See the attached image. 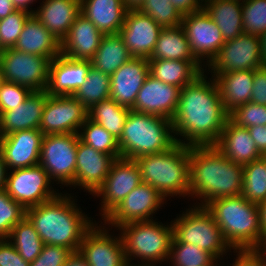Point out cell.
Listing matches in <instances>:
<instances>
[{"label":"cell","instance_id":"cell-1","mask_svg":"<svg viewBox=\"0 0 266 266\" xmlns=\"http://www.w3.org/2000/svg\"><path fill=\"white\" fill-rule=\"evenodd\" d=\"M207 78L203 72L180 89L178 106L171 119L174 137L183 138L176 137L177 143L214 145L229 119L215 79Z\"/></svg>","mask_w":266,"mask_h":266},{"label":"cell","instance_id":"cell-2","mask_svg":"<svg viewBox=\"0 0 266 266\" xmlns=\"http://www.w3.org/2000/svg\"><path fill=\"white\" fill-rule=\"evenodd\" d=\"M189 154L188 197L201 200L199 206L205 207L218 198L242 194L243 166L228 159L214 145H192Z\"/></svg>","mask_w":266,"mask_h":266},{"label":"cell","instance_id":"cell-3","mask_svg":"<svg viewBox=\"0 0 266 266\" xmlns=\"http://www.w3.org/2000/svg\"><path fill=\"white\" fill-rule=\"evenodd\" d=\"M73 197L59 193L51 200L26 209V217L44 244L76 252L85 233L95 224L77 207Z\"/></svg>","mask_w":266,"mask_h":266},{"label":"cell","instance_id":"cell-4","mask_svg":"<svg viewBox=\"0 0 266 266\" xmlns=\"http://www.w3.org/2000/svg\"><path fill=\"white\" fill-rule=\"evenodd\" d=\"M205 207L221 229L224 240L233 250L266 247L257 204L239 195L215 199Z\"/></svg>","mask_w":266,"mask_h":266},{"label":"cell","instance_id":"cell-5","mask_svg":"<svg viewBox=\"0 0 266 266\" xmlns=\"http://www.w3.org/2000/svg\"><path fill=\"white\" fill-rule=\"evenodd\" d=\"M189 150L190 146L176 142L169 150L135 159L142 182L153 186L165 200L168 196H188Z\"/></svg>","mask_w":266,"mask_h":266},{"label":"cell","instance_id":"cell-6","mask_svg":"<svg viewBox=\"0 0 266 266\" xmlns=\"http://www.w3.org/2000/svg\"><path fill=\"white\" fill-rule=\"evenodd\" d=\"M172 133L171 120L130 110L118 139L121 158L135 160L169 150L176 143Z\"/></svg>","mask_w":266,"mask_h":266},{"label":"cell","instance_id":"cell-7","mask_svg":"<svg viewBox=\"0 0 266 266\" xmlns=\"http://www.w3.org/2000/svg\"><path fill=\"white\" fill-rule=\"evenodd\" d=\"M118 229L121 231L128 264L138 257L141 265H156L158 262L168 261L173 238L171 222L167 226L156 220L132 222Z\"/></svg>","mask_w":266,"mask_h":266},{"label":"cell","instance_id":"cell-8","mask_svg":"<svg viewBox=\"0 0 266 266\" xmlns=\"http://www.w3.org/2000/svg\"><path fill=\"white\" fill-rule=\"evenodd\" d=\"M192 207L171 221L173 238L177 242L197 245L217 260L223 258L232 248L224 240L212 214L206 207Z\"/></svg>","mask_w":266,"mask_h":266},{"label":"cell","instance_id":"cell-9","mask_svg":"<svg viewBox=\"0 0 266 266\" xmlns=\"http://www.w3.org/2000/svg\"><path fill=\"white\" fill-rule=\"evenodd\" d=\"M78 140L79 135L72 133L44 135L39 164L48 173L51 181L72 187Z\"/></svg>","mask_w":266,"mask_h":266},{"label":"cell","instance_id":"cell-10","mask_svg":"<svg viewBox=\"0 0 266 266\" xmlns=\"http://www.w3.org/2000/svg\"><path fill=\"white\" fill-rule=\"evenodd\" d=\"M50 62L47 57L20 52L14 48L3 49L0 53L1 79L31 91L46 90Z\"/></svg>","mask_w":266,"mask_h":266},{"label":"cell","instance_id":"cell-11","mask_svg":"<svg viewBox=\"0 0 266 266\" xmlns=\"http://www.w3.org/2000/svg\"><path fill=\"white\" fill-rule=\"evenodd\" d=\"M51 182L48 173L38 164L11 170L9 173L7 171L5 190L13 200L27 209L59 194L52 188Z\"/></svg>","mask_w":266,"mask_h":266},{"label":"cell","instance_id":"cell-12","mask_svg":"<svg viewBox=\"0 0 266 266\" xmlns=\"http://www.w3.org/2000/svg\"><path fill=\"white\" fill-rule=\"evenodd\" d=\"M207 66L212 75L255 70L265 66L260 53V37L243 33L232 40L225 41L218 54L205 66L206 69Z\"/></svg>","mask_w":266,"mask_h":266},{"label":"cell","instance_id":"cell-13","mask_svg":"<svg viewBox=\"0 0 266 266\" xmlns=\"http://www.w3.org/2000/svg\"><path fill=\"white\" fill-rule=\"evenodd\" d=\"M88 110L73 95H48L39 130L44 134H78Z\"/></svg>","mask_w":266,"mask_h":266},{"label":"cell","instance_id":"cell-14","mask_svg":"<svg viewBox=\"0 0 266 266\" xmlns=\"http://www.w3.org/2000/svg\"><path fill=\"white\" fill-rule=\"evenodd\" d=\"M141 183L140 168L135 160L126 158L116 159L105 181L93 194V196L102 197L101 209H99L102 211V220Z\"/></svg>","mask_w":266,"mask_h":266},{"label":"cell","instance_id":"cell-15","mask_svg":"<svg viewBox=\"0 0 266 266\" xmlns=\"http://www.w3.org/2000/svg\"><path fill=\"white\" fill-rule=\"evenodd\" d=\"M181 26L194 57L201 64L206 62L208 65L225 43L220 28L204 8L184 15Z\"/></svg>","mask_w":266,"mask_h":266},{"label":"cell","instance_id":"cell-16","mask_svg":"<svg viewBox=\"0 0 266 266\" xmlns=\"http://www.w3.org/2000/svg\"><path fill=\"white\" fill-rule=\"evenodd\" d=\"M164 201V197L153 186L142 182L103 220V225L119 228L127 223L154 220L153 214Z\"/></svg>","mask_w":266,"mask_h":266},{"label":"cell","instance_id":"cell-17","mask_svg":"<svg viewBox=\"0 0 266 266\" xmlns=\"http://www.w3.org/2000/svg\"><path fill=\"white\" fill-rule=\"evenodd\" d=\"M96 223L85 233L78 251L89 266H127L122 237L108 234Z\"/></svg>","mask_w":266,"mask_h":266},{"label":"cell","instance_id":"cell-18","mask_svg":"<svg viewBox=\"0 0 266 266\" xmlns=\"http://www.w3.org/2000/svg\"><path fill=\"white\" fill-rule=\"evenodd\" d=\"M44 134L39 129H26L0 137V149L7 171L39 164Z\"/></svg>","mask_w":266,"mask_h":266},{"label":"cell","instance_id":"cell-19","mask_svg":"<svg viewBox=\"0 0 266 266\" xmlns=\"http://www.w3.org/2000/svg\"><path fill=\"white\" fill-rule=\"evenodd\" d=\"M162 27L140 10L127 11L119 35L132 57L149 59Z\"/></svg>","mask_w":266,"mask_h":266},{"label":"cell","instance_id":"cell-20","mask_svg":"<svg viewBox=\"0 0 266 266\" xmlns=\"http://www.w3.org/2000/svg\"><path fill=\"white\" fill-rule=\"evenodd\" d=\"M179 94V87L163 83L149 74L140 88L131 110L171 120L178 106Z\"/></svg>","mask_w":266,"mask_h":266},{"label":"cell","instance_id":"cell-21","mask_svg":"<svg viewBox=\"0 0 266 266\" xmlns=\"http://www.w3.org/2000/svg\"><path fill=\"white\" fill-rule=\"evenodd\" d=\"M116 159L83 143L77 145L75 179L72 186L94 194L102 185Z\"/></svg>","mask_w":266,"mask_h":266},{"label":"cell","instance_id":"cell-22","mask_svg":"<svg viewBox=\"0 0 266 266\" xmlns=\"http://www.w3.org/2000/svg\"><path fill=\"white\" fill-rule=\"evenodd\" d=\"M148 75V59L132 57L110 76V98L117 104L132 109Z\"/></svg>","mask_w":266,"mask_h":266},{"label":"cell","instance_id":"cell-23","mask_svg":"<svg viewBox=\"0 0 266 266\" xmlns=\"http://www.w3.org/2000/svg\"><path fill=\"white\" fill-rule=\"evenodd\" d=\"M91 60H74L62 54L49 65L48 95H73L86 80Z\"/></svg>","mask_w":266,"mask_h":266},{"label":"cell","instance_id":"cell-24","mask_svg":"<svg viewBox=\"0 0 266 266\" xmlns=\"http://www.w3.org/2000/svg\"><path fill=\"white\" fill-rule=\"evenodd\" d=\"M103 36L104 34L80 13L61 41V54L74 60H91Z\"/></svg>","mask_w":266,"mask_h":266},{"label":"cell","instance_id":"cell-25","mask_svg":"<svg viewBox=\"0 0 266 266\" xmlns=\"http://www.w3.org/2000/svg\"><path fill=\"white\" fill-rule=\"evenodd\" d=\"M48 93L32 91L26 100L10 111L0 114V137L19 130L39 129Z\"/></svg>","mask_w":266,"mask_h":266},{"label":"cell","instance_id":"cell-26","mask_svg":"<svg viewBox=\"0 0 266 266\" xmlns=\"http://www.w3.org/2000/svg\"><path fill=\"white\" fill-rule=\"evenodd\" d=\"M214 146L228 159L241 166L260 159L262 155L249 130L237 125L230 118Z\"/></svg>","mask_w":266,"mask_h":266},{"label":"cell","instance_id":"cell-27","mask_svg":"<svg viewBox=\"0 0 266 266\" xmlns=\"http://www.w3.org/2000/svg\"><path fill=\"white\" fill-rule=\"evenodd\" d=\"M13 48L20 52L47 57L52 61L61 54V40L31 14Z\"/></svg>","mask_w":266,"mask_h":266},{"label":"cell","instance_id":"cell-28","mask_svg":"<svg viewBox=\"0 0 266 266\" xmlns=\"http://www.w3.org/2000/svg\"><path fill=\"white\" fill-rule=\"evenodd\" d=\"M80 13L78 0H43L33 15L62 41Z\"/></svg>","mask_w":266,"mask_h":266},{"label":"cell","instance_id":"cell-29","mask_svg":"<svg viewBox=\"0 0 266 266\" xmlns=\"http://www.w3.org/2000/svg\"><path fill=\"white\" fill-rule=\"evenodd\" d=\"M80 10L104 35L119 34L128 11L123 0H81Z\"/></svg>","mask_w":266,"mask_h":266},{"label":"cell","instance_id":"cell-30","mask_svg":"<svg viewBox=\"0 0 266 266\" xmlns=\"http://www.w3.org/2000/svg\"><path fill=\"white\" fill-rule=\"evenodd\" d=\"M212 78L218 85L221 101L229 114L238 106L250 102L254 69L212 75Z\"/></svg>","mask_w":266,"mask_h":266},{"label":"cell","instance_id":"cell-31","mask_svg":"<svg viewBox=\"0 0 266 266\" xmlns=\"http://www.w3.org/2000/svg\"><path fill=\"white\" fill-rule=\"evenodd\" d=\"M149 74L163 83L183 88L192 83L203 72L205 64L186 60H148Z\"/></svg>","mask_w":266,"mask_h":266},{"label":"cell","instance_id":"cell-32","mask_svg":"<svg viewBox=\"0 0 266 266\" xmlns=\"http://www.w3.org/2000/svg\"><path fill=\"white\" fill-rule=\"evenodd\" d=\"M203 8L220 28L225 41L244 33L240 0H206Z\"/></svg>","mask_w":266,"mask_h":266},{"label":"cell","instance_id":"cell-33","mask_svg":"<svg viewBox=\"0 0 266 266\" xmlns=\"http://www.w3.org/2000/svg\"><path fill=\"white\" fill-rule=\"evenodd\" d=\"M198 61L191 52L185 31L181 25L162 28L154 50L148 60Z\"/></svg>","mask_w":266,"mask_h":266},{"label":"cell","instance_id":"cell-34","mask_svg":"<svg viewBox=\"0 0 266 266\" xmlns=\"http://www.w3.org/2000/svg\"><path fill=\"white\" fill-rule=\"evenodd\" d=\"M131 58L132 55L122 37L119 34H108L102 37L100 45L91 59V65L111 76Z\"/></svg>","mask_w":266,"mask_h":266},{"label":"cell","instance_id":"cell-35","mask_svg":"<svg viewBox=\"0 0 266 266\" xmlns=\"http://www.w3.org/2000/svg\"><path fill=\"white\" fill-rule=\"evenodd\" d=\"M130 110L108 98L88 109V118L119 139Z\"/></svg>","mask_w":266,"mask_h":266},{"label":"cell","instance_id":"cell-36","mask_svg":"<svg viewBox=\"0 0 266 266\" xmlns=\"http://www.w3.org/2000/svg\"><path fill=\"white\" fill-rule=\"evenodd\" d=\"M7 239L20 256L29 263L35 260L44 246V242L26 216L12 228Z\"/></svg>","mask_w":266,"mask_h":266},{"label":"cell","instance_id":"cell-37","mask_svg":"<svg viewBox=\"0 0 266 266\" xmlns=\"http://www.w3.org/2000/svg\"><path fill=\"white\" fill-rule=\"evenodd\" d=\"M110 88V76L91 66L85 82L73 96L88 110L102 100L110 98Z\"/></svg>","mask_w":266,"mask_h":266},{"label":"cell","instance_id":"cell-38","mask_svg":"<svg viewBox=\"0 0 266 266\" xmlns=\"http://www.w3.org/2000/svg\"><path fill=\"white\" fill-rule=\"evenodd\" d=\"M79 139L99 152L111 155L115 159L121 158L118 139L111 135L101 125L89 118L82 124ZM83 131V132H82Z\"/></svg>","mask_w":266,"mask_h":266},{"label":"cell","instance_id":"cell-39","mask_svg":"<svg viewBox=\"0 0 266 266\" xmlns=\"http://www.w3.org/2000/svg\"><path fill=\"white\" fill-rule=\"evenodd\" d=\"M241 195L257 205L266 200V167L261 158L243 166Z\"/></svg>","mask_w":266,"mask_h":266},{"label":"cell","instance_id":"cell-40","mask_svg":"<svg viewBox=\"0 0 266 266\" xmlns=\"http://www.w3.org/2000/svg\"><path fill=\"white\" fill-rule=\"evenodd\" d=\"M169 259L173 266H204L215 260L199 246L177 242L174 238L171 241Z\"/></svg>","mask_w":266,"mask_h":266},{"label":"cell","instance_id":"cell-41","mask_svg":"<svg viewBox=\"0 0 266 266\" xmlns=\"http://www.w3.org/2000/svg\"><path fill=\"white\" fill-rule=\"evenodd\" d=\"M140 11L150 16L162 28L181 25L184 16L170 0H145Z\"/></svg>","mask_w":266,"mask_h":266},{"label":"cell","instance_id":"cell-42","mask_svg":"<svg viewBox=\"0 0 266 266\" xmlns=\"http://www.w3.org/2000/svg\"><path fill=\"white\" fill-rule=\"evenodd\" d=\"M26 216V209L0 190V239L7 238L12 228Z\"/></svg>","mask_w":266,"mask_h":266},{"label":"cell","instance_id":"cell-43","mask_svg":"<svg viewBox=\"0 0 266 266\" xmlns=\"http://www.w3.org/2000/svg\"><path fill=\"white\" fill-rule=\"evenodd\" d=\"M31 13L16 10L7 17L0 19V48H13Z\"/></svg>","mask_w":266,"mask_h":266},{"label":"cell","instance_id":"cell-44","mask_svg":"<svg viewBox=\"0 0 266 266\" xmlns=\"http://www.w3.org/2000/svg\"><path fill=\"white\" fill-rule=\"evenodd\" d=\"M229 118L237 125L245 128L266 125V105L250 101L238 106L229 114Z\"/></svg>","mask_w":266,"mask_h":266},{"label":"cell","instance_id":"cell-45","mask_svg":"<svg viewBox=\"0 0 266 266\" xmlns=\"http://www.w3.org/2000/svg\"><path fill=\"white\" fill-rule=\"evenodd\" d=\"M32 91L5 80L0 81V114L14 109L23 103Z\"/></svg>","mask_w":266,"mask_h":266},{"label":"cell","instance_id":"cell-46","mask_svg":"<svg viewBox=\"0 0 266 266\" xmlns=\"http://www.w3.org/2000/svg\"><path fill=\"white\" fill-rule=\"evenodd\" d=\"M71 254L72 251L65 247L44 244L41 253L29 266H63Z\"/></svg>","mask_w":266,"mask_h":266},{"label":"cell","instance_id":"cell-47","mask_svg":"<svg viewBox=\"0 0 266 266\" xmlns=\"http://www.w3.org/2000/svg\"><path fill=\"white\" fill-rule=\"evenodd\" d=\"M236 254L232 266H266V249H234Z\"/></svg>","mask_w":266,"mask_h":266},{"label":"cell","instance_id":"cell-48","mask_svg":"<svg viewBox=\"0 0 266 266\" xmlns=\"http://www.w3.org/2000/svg\"><path fill=\"white\" fill-rule=\"evenodd\" d=\"M7 238L0 239V266H29Z\"/></svg>","mask_w":266,"mask_h":266},{"label":"cell","instance_id":"cell-49","mask_svg":"<svg viewBox=\"0 0 266 266\" xmlns=\"http://www.w3.org/2000/svg\"><path fill=\"white\" fill-rule=\"evenodd\" d=\"M251 102L266 105V65L254 70Z\"/></svg>","mask_w":266,"mask_h":266},{"label":"cell","instance_id":"cell-50","mask_svg":"<svg viewBox=\"0 0 266 266\" xmlns=\"http://www.w3.org/2000/svg\"><path fill=\"white\" fill-rule=\"evenodd\" d=\"M255 145L261 154L266 153V125L251 126L247 128Z\"/></svg>","mask_w":266,"mask_h":266},{"label":"cell","instance_id":"cell-51","mask_svg":"<svg viewBox=\"0 0 266 266\" xmlns=\"http://www.w3.org/2000/svg\"><path fill=\"white\" fill-rule=\"evenodd\" d=\"M170 2L183 15L202 9L204 4L202 0H170Z\"/></svg>","mask_w":266,"mask_h":266},{"label":"cell","instance_id":"cell-52","mask_svg":"<svg viewBox=\"0 0 266 266\" xmlns=\"http://www.w3.org/2000/svg\"><path fill=\"white\" fill-rule=\"evenodd\" d=\"M63 266H89L79 251L72 252Z\"/></svg>","mask_w":266,"mask_h":266},{"label":"cell","instance_id":"cell-53","mask_svg":"<svg viewBox=\"0 0 266 266\" xmlns=\"http://www.w3.org/2000/svg\"><path fill=\"white\" fill-rule=\"evenodd\" d=\"M259 212L260 228L266 240V200L257 205Z\"/></svg>","mask_w":266,"mask_h":266},{"label":"cell","instance_id":"cell-54","mask_svg":"<svg viewBox=\"0 0 266 266\" xmlns=\"http://www.w3.org/2000/svg\"><path fill=\"white\" fill-rule=\"evenodd\" d=\"M16 10L11 0H0V19L7 17Z\"/></svg>","mask_w":266,"mask_h":266},{"label":"cell","instance_id":"cell-55","mask_svg":"<svg viewBox=\"0 0 266 266\" xmlns=\"http://www.w3.org/2000/svg\"><path fill=\"white\" fill-rule=\"evenodd\" d=\"M11 1L16 9L24 10L31 14H34L35 10H31L30 5L33 4V2L36 0H11Z\"/></svg>","mask_w":266,"mask_h":266},{"label":"cell","instance_id":"cell-56","mask_svg":"<svg viewBox=\"0 0 266 266\" xmlns=\"http://www.w3.org/2000/svg\"><path fill=\"white\" fill-rule=\"evenodd\" d=\"M145 0H123L124 7L130 11V10H140V8L143 6Z\"/></svg>","mask_w":266,"mask_h":266},{"label":"cell","instance_id":"cell-57","mask_svg":"<svg viewBox=\"0 0 266 266\" xmlns=\"http://www.w3.org/2000/svg\"><path fill=\"white\" fill-rule=\"evenodd\" d=\"M7 169L3 162L2 152L0 149V190L5 189Z\"/></svg>","mask_w":266,"mask_h":266},{"label":"cell","instance_id":"cell-58","mask_svg":"<svg viewBox=\"0 0 266 266\" xmlns=\"http://www.w3.org/2000/svg\"><path fill=\"white\" fill-rule=\"evenodd\" d=\"M260 53L266 65V31L260 36Z\"/></svg>","mask_w":266,"mask_h":266},{"label":"cell","instance_id":"cell-59","mask_svg":"<svg viewBox=\"0 0 266 266\" xmlns=\"http://www.w3.org/2000/svg\"><path fill=\"white\" fill-rule=\"evenodd\" d=\"M218 261H220V260L215 259L211 264H209V265H204V266H220V264H218ZM215 262H216V263H215Z\"/></svg>","mask_w":266,"mask_h":266},{"label":"cell","instance_id":"cell-60","mask_svg":"<svg viewBox=\"0 0 266 266\" xmlns=\"http://www.w3.org/2000/svg\"><path fill=\"white\" fill-rule=\"evenodd\" d=\"M133 264V265H132ZM132 264H128L127 266H156V265H141V264H134V263H132Z\"/></svg>","mask_w":266,"mask_h":266},{"label":"cell","instance_id":"cell-61","mask_svg":"<svg viewBox=\"0 0 266 266\" xmlns=\"http://www.w3.org/2000/svg\"><path fill=\"white\" fill-rule=\"evenodd\" d=\"M261 159L264 161L266 167V153L261 155Z\"/></svg>","mask_w":266,"mask_h":266},{"label":"cell","instance_id":"cell-62","mask_svg":"<svg viewBox=\"0 0 266 266\" xmlns=\"http://www.w3.org/2000/svg\"><path fill=\"white\" fill-rule=\"evenodd\" d=\"M2 79H1V66H0V81H1Z\"/></svg>","mask_w":266,"mask_h":266}]
</instances>
